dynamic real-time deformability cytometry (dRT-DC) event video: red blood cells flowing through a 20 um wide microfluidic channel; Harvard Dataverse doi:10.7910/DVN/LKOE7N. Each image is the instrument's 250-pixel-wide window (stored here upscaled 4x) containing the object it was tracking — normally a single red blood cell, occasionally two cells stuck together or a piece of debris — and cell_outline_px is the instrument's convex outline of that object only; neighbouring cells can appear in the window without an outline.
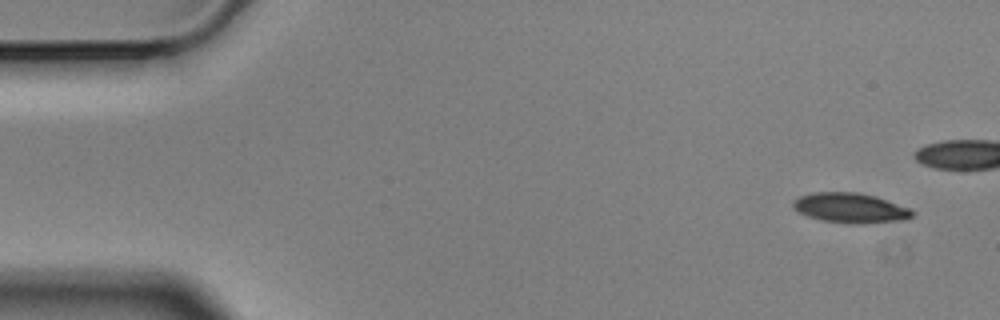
{"species": "Egyptian fruit bat (a non-hibernating species)", "species_latin": "Rousettus aegyptiacus", "temperature_condition": "cold", "stored_images_in_passage": 14, "camera_frame_rate_fps": 3000, "um_per_image_px": 0.085, "animal": {"sex": "male"}, "frame": {"image": 1, "passage_image": 1, "time_ms": 0.0, "image_size_px": [1000, 320], "cell_outline_px": [[916, 212], [908, 220], [864, 224], [824, 220], [808, 216], [792, 208], [792, 200], [800, 196], [812, 192], [856, 192], [876, 196], [912, 208]], "centroid_in_image_um": [72.35, 17.66], "position_along_channel_um": 12.7, "area_um2": 20.98}}